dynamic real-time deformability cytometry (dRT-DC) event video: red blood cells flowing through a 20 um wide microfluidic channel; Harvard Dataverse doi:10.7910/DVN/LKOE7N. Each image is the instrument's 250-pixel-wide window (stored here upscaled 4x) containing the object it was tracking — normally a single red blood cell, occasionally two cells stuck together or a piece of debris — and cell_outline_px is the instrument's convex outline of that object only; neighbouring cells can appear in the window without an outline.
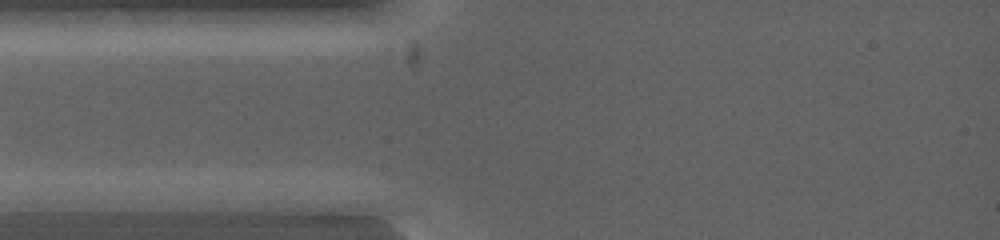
{"species": "common noctule bat (a hibernating species)", "species_latin": "Nyctalus noctula", "temperature_condition": "warm", "stored_images_in_passage": 3, "camera_frame_rate_fps": 5000, "um_per_image_px": 0.085, "animal": {"sex": "female", "body_mass_g": 19.0, "forearm_length_mm": 53.3}, "frame": {"image": 1, "passage_image": 1, "time_ms": 0.0, "image_size_px": [1000, 240], "cell_outline_px": [[124, 200], [116, 212], [16, 212], [16, 200], [40, 192], [100, 192]], "centroid_in_image_um": [5.84, 17.22], "position_along_channel_um": 79.2, "area_um2": 13.87}}